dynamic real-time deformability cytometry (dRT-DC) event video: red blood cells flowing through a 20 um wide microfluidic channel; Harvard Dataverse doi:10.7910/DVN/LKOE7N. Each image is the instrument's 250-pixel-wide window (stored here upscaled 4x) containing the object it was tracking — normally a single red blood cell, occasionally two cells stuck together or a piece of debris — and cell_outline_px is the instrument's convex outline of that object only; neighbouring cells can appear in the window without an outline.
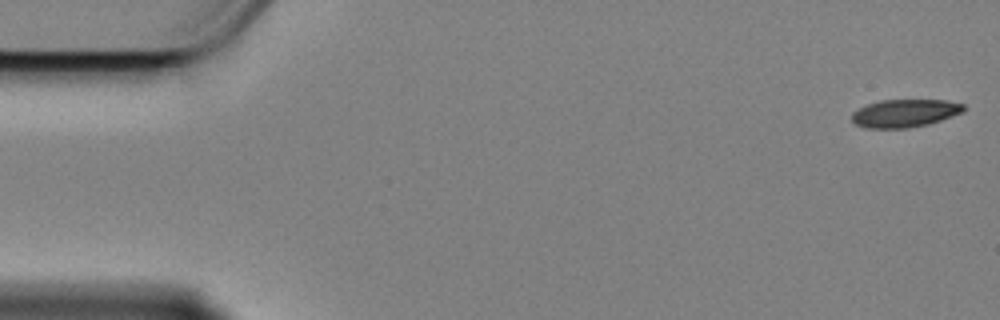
{"species": "Egyptian fruit bat (a non-hibernating species)", "species_latin": "Rousettus aegyptiacus", "temperature_condition": "cold", "stored_images_in_passage": 6, "camera_frame_rate_fps": 3000, "um_per_image_px": 0.085, "animal": {"sex": "female"}, "frame": {"image": 1, "passage_image": 1, "time_ms": 0.0, "image_size_px": [1000, 320], "cell_outline_px": [[968, 108], [964, 112], [928, 124], [908, 128], [864, 128], [856, 124], [852, 120], [852, 112], [868, 104], [880, 100], [948, 100], [964, 104]], "centroid_in_image_um": [76.95, 9.62], "position_along_channel_um": 8.1, "area_um2": 18.26}}